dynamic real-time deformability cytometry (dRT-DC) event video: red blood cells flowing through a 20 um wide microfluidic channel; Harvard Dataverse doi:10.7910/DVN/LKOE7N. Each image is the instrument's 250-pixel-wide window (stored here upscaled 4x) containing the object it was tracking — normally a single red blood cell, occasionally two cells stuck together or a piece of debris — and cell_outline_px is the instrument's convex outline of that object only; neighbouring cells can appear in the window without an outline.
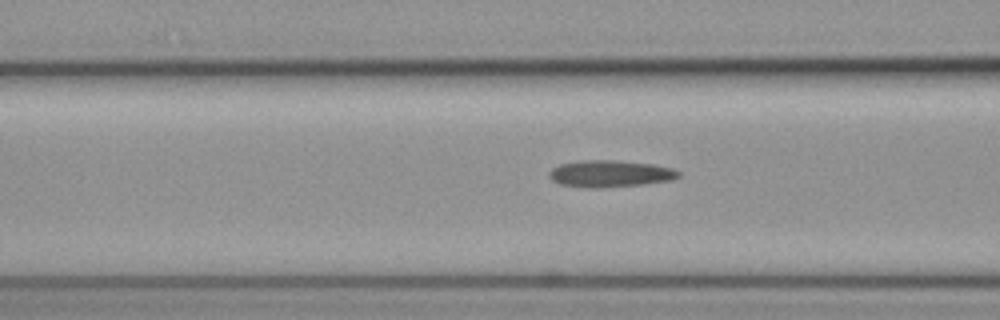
{"species": "common noctule bat (a hibernating species)", "species_latin": "Nyctalus noctula", "temperature_condition": "cold", "stored_images_in_passage": 19, "camera_frame_rate_fps": 3000, "um_per_image_px": 0.085, "animal": {"sex": "female", "body_mass_g": 19.3, "forearm_length_mm": 54.1}, "frame": {"image": 1, "passage_image": 16, "time_ms": 5.0, "image_size_px": [1000, 320], "cell_outline_px": [[680, 176], [672, 180], [644, 184], [604, 188], [588, 188], [560, 184], [552, 180], [548, 176], [548, 172], [552, 168], [560, 164], [584, 160], [616, 160], [652, 164], [672, 168], [680, 172]], "centroid_in_image_um": [51.85, 14.77], "position_along_channel_um": 114.8, "area_um2": 20.35}}